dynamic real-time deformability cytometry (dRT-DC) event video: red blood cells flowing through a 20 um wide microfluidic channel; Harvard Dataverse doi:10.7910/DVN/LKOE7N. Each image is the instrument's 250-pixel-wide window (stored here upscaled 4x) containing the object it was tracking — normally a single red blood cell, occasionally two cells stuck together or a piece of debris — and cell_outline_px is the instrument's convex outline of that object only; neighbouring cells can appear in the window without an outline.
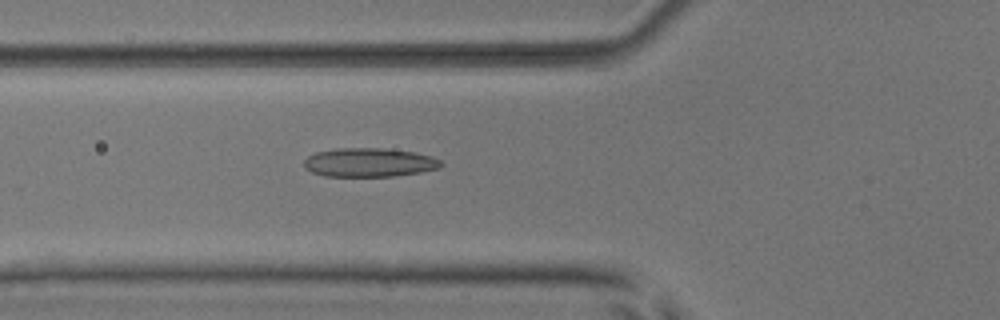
{"species": "common noctule bat (a hibernating species)", "species_latin": "Nyctalus noctula", "temperature_condition": "room temperature", "stored_images_in_passage": 53, "camera_frame_rate_fps": 3000, "um_per_image_px": 0.085, "animal": {"sex": "male", "body_mass_g": 17.9, "forearm_length_mm": 54.2}, "frame": {"image": 1, "passage_image": 20, "time_ms": 6.333, "image_size_px": [1000, 320], "cell_outline_px": [[444, 164], [440, 168], [420, 172], [392, 176], [324, 176], [312, 172], [304, 168], [304, 160], [308, 156], [316, 152], [336, 148], [384, 148], [412, 152], [432, 156], [440, 160]], "centroid_in_image_um": [31.38, 13.8], "position_along_channel_um": 94.4, "area_um2": 23.06}}
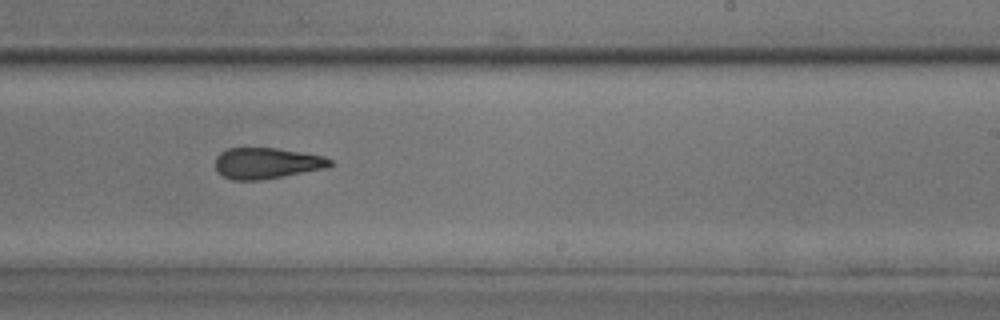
{"frame": {"image": 2, "passage_image": 33, "time_ms": 10.667, "image_size_px": [1000, 320], "cell_outline_px": [[332, 164], [328, 168], [260, 180], [232, 180], [224, 176], [216, 168], [216, 156], [220, 152], [228, 148], [276, 148], [304, 152], [324, 156], [332, 160]], "centroid_in_image_um": [22.7, 13.86], "position_along_channel_um": 266.3, "area_um2": 20.75}}
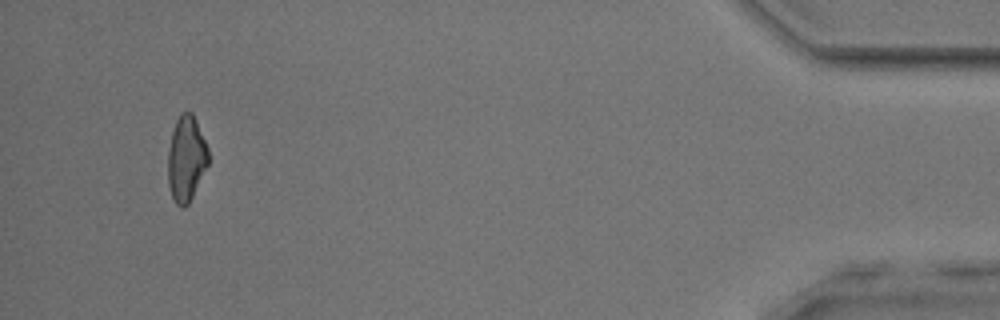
{"frame": {"image": 3, "passage_image": 50, "time_ms": 16.333, "image_size_px": [1000, 320], "cell_outline_px": [[208, 164], [188, 204], [184, 208], [180, 208], [176, 204], [172, 196], [168, 184], [168, 152], [172, 132], [176, 120], [180, 112], [192, 112], [196, 120], [208, 148]], "centroid_in_image_um": [15.82, 13.48], "position_along_channel_um": 419.4, "area_um2": 20.0}, "authors_computed_cell_mechanics": {"area_um2": 21.8484, "velocity_mm_per_s": 3.9752, "shape_relaxation_time_tau1_ms": 6.8671, "shape_relaxation_time_tau2_ms": 3.4032, "deformation_change_tau1": 0.1609, "deformation_change_tau2": 0.1159}}